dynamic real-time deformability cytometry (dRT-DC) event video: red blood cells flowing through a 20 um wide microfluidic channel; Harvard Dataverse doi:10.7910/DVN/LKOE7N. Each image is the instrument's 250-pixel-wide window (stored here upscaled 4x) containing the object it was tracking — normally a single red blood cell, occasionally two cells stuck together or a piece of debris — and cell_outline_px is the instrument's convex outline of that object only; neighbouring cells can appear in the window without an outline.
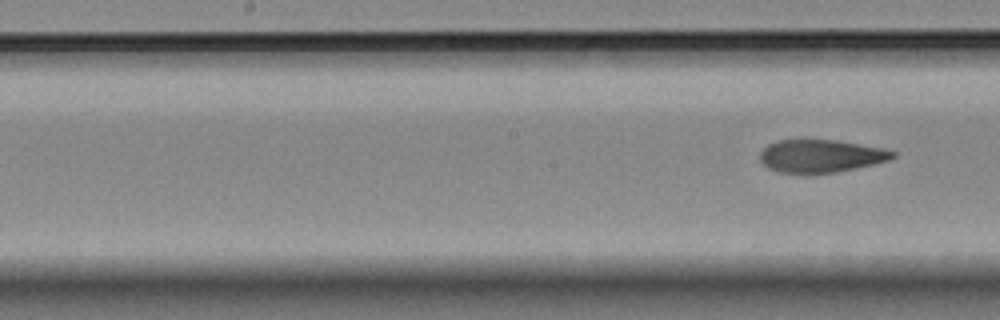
{"species": "Egyptian fruit bat (a non-hibernating species)", "species_latin": "Rousettus aegyptiacus", "temperature_condition": "room temperature", "stored_images_in_passage": 8, "segment_of_instrument_passage": [2, 2], "camera_frame_rate_fps": 3000, "um_per_image_px": 0.085, "animal": {"sex": "female"}, "frame": {"image": 1, "passage_image": 8, "time_ms": 9.667, "image_size_px": [1000, 320], "cell_outline_px": [[896, 156], [888, 160], [872, 164], [836, 172], [780, 172], [768, 168], [760, 160], [760, 152], [768, 144], [776, 140], [836, 140], [880, 148], [896, 152]], "centroid_in_image_um": [69.74, 13.24], "position_along_channel_um": 178.5, "area_um2": 24.8}}